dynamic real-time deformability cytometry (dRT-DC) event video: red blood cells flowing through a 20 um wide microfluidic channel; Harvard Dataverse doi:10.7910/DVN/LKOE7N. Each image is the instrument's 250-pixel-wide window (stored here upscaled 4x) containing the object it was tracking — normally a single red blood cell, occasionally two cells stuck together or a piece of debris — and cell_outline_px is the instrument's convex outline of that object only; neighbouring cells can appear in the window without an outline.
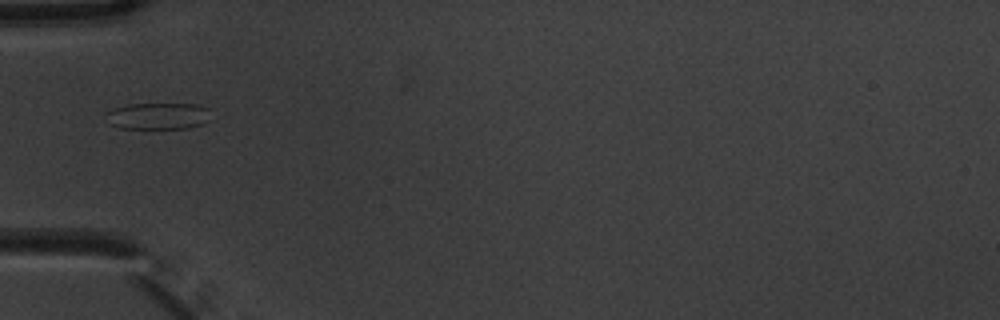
{"species": "common noctule bat (a hibernating species)", "species_latin": "Nyctalus noctula", "temperature_condition": "warm", "stored_images_in_passage": 9, "camera_frame_rate_fps": 3000, "um_per_image_px": 0.085, "animal": {"sex": "male", "body_mass_g": 20.1, "forearm_length_mm": 53.5}, "frame": {"image": 1, "passage_image": 6, "time_ms": 1.667, "image_size_px": [1000, 320], "cell_outline_px": [[212, 120], [204, 124], [188, 128], [120, 128], [112, 124], [108, 112], [112, 108], [128, 104], [196, 104], [208, 108]], "centroid_in_image_um": [13.55, 9.86], "position_along_channel_um": 71.5, "area_um2": 16.18}}
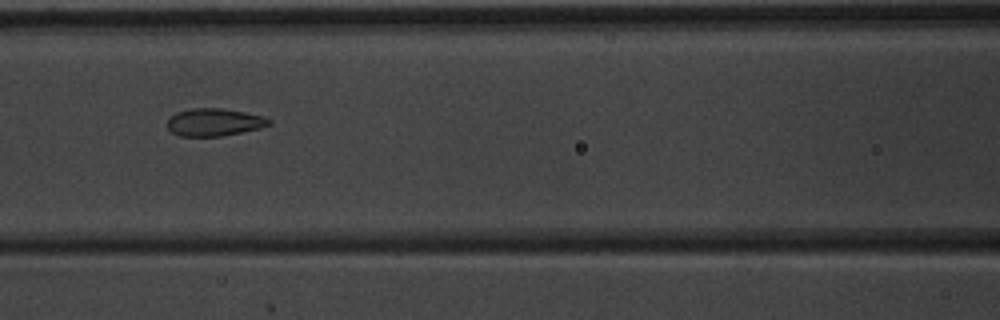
{"frame": {"image": 2, "passage_image": 8, "time_ms": 2.333, "image_size_px": [1000, 320], "cell_outline_px": [[272, 124], [260, 128], [224, 136], [180, 136], [172, 132], [168, 128], [168, 120], [176, 112], [192, 108], [224, 108], [264, 116], [272, 120]], "centroid_in_image_um": [18.25, 10.38], "position_along_channel_um": 148.4, "area_um2": 16.42}}
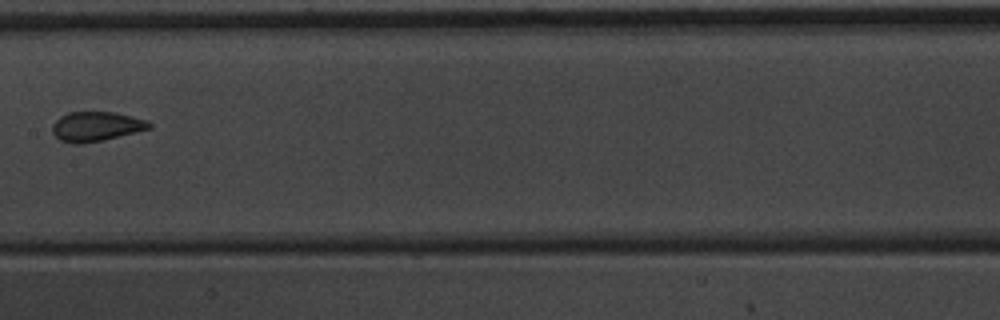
{"frame": {"image": 3, "passage_image": 9, "time_ms": 2.667, "image_size_px": [1000, 320], "cell_outline_px": [[152, 128], [104, 140], [80, 144], [76, 144], [60, 140], [52, 132], [52, 124], [60, 116], [68, 112], [112, 112], [148, 120], [152, 124]], "centroid_in_image_um": [8.17, 10.75], "position_along_channel_um": 199.2, "area_um2": 16.7}}